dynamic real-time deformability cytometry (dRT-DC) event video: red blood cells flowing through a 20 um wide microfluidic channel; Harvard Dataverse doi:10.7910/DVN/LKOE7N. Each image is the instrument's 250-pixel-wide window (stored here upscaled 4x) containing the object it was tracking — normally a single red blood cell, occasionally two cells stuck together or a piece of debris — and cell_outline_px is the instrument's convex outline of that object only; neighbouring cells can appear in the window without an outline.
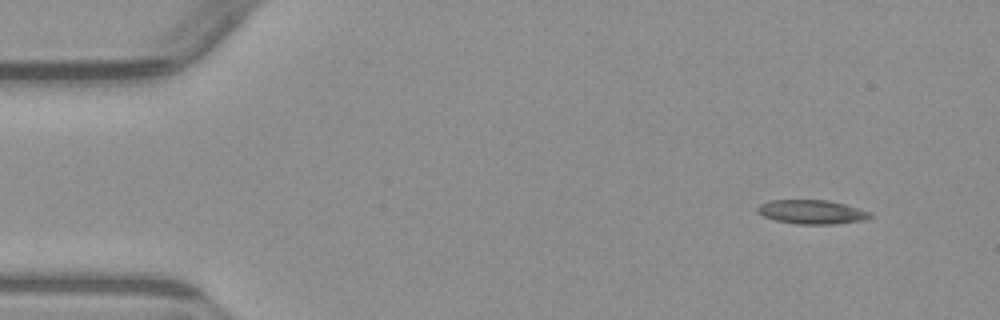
{"species": "common noctule bat (a hibernating species)", "species_latin": "Nyctalus noctula", "temperature_condition": "warm", "stored_images_in_passage": 4, "camera_frame_rate_fps": 3000, "um_per_image_px": 0.085, "animal": {"sex": "male", "body_mass_g": 23.1, "forearm_length_mm": 52.7}, "frame": {"image": 1, "passage_image": 1, "time_ms": 0.0, "image_size_px": [1000, 320], "cell_outline_px": [[872, 216], [868, 220], [836, 224], [796, 224], [776, 220], [764, 216], [756, 212], [756, 208], [760, 204], [768, 200], [828, 200], [844, 204], [872, 212]], "centroid_in_image_um": [69.02, 18.02], "position_along_channel_um": 16.0, "area_um2": 15.95}}
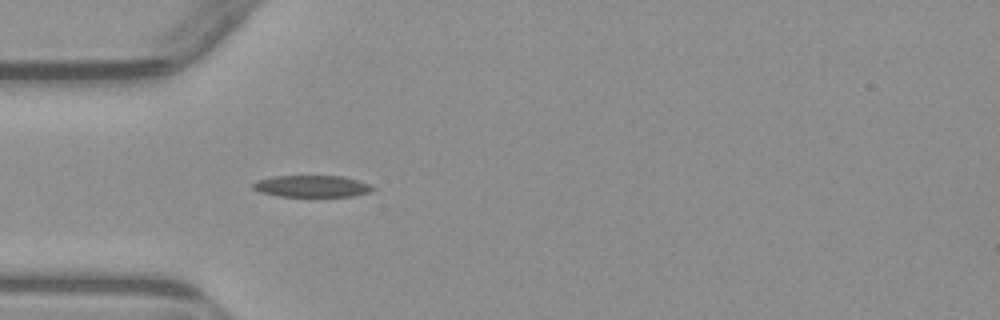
{"frame": {"image": 2, "passage_image": 4, "time_ms": 3.667, "image_size_px": [1000, 320], "cell_outline_px": [[376, 188], [372, 192], [352, 196], [280, 196], [260, 192], [252, 188], [252, 184], [256, 180], [272, 176], [344, 176], [372, 184]], "centroid_in_image_um": [26.55, 15.82], "position_along_channel_um": 58.5, "area_um2": 15.32}}